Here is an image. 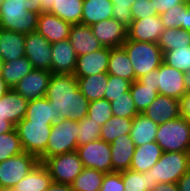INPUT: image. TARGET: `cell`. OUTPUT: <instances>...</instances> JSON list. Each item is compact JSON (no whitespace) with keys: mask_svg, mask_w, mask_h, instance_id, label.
Listing matches in <instances>:
<instances>
[{"mask_svg":"<svg viewBox=\"0 0 190 191\" xmlns=\"http://www.w3.org/2000/svg\"><path fill=\"white\" fill-rule=\"evenodd\" d=\"M46 98L53 102L61 119L78 122L87 116L90 101L80 91L73 74H52Z\"/></svg>","mask_w":190,"mask_h":191,"instance_id":"cell-1","label":"cell"},{"mask_svg":"<svg viewBox=\"0 0 190 191\" xmlns=\"http://www.w3.org/2000/svg\"><path fill=\"white\" fill-rule=\"evenodd\" d=\"M190 169V152H163L156 164L147 171L151 190L159 183H177Z\"/></svg>","mask_w":190,"mask_h":191,"instance_id":"cell-2","label":"cell"},{"mask_svg":"<svg viewBox=\"0 0 190 191\" xmlns=\"http://www.w3.org/2000/svg\"><path fill=\"white\" fill-rule=\"evenodd\" d=\"M122 47L133 65L136 80L163 63V51L157 43L126 40Z\"/></svg>","mask_w":190,"mask_h":191,"instance_id":"cell-3","label":"cell"},{"mask_svg":"<svg viewBox=\"0 0 190 191\" xmlns=\"http://www.w3.org/2000/svg\"><path fill=\"white\" fill-rule=\"evenodd\" d=\"M155 141L163 152H190V121L180 116L160 124Z\"/></svg>","mask_w":190,"mask_h":191,"instance_id":"cell-4","label":"cell"},{"mask_svg":"<svg viewBox=\"0 0 190 191\" xmlns=\"http://www.w3.org/2000/svg\"><path fill=\"white\" fill-rule=\"evenodd\" d=\"M78 131V122L69 118L60 119L53 123L46 151L39 158V162L44 163L50 157L76 151Z\"/></svg>","mask_w":190,"mask_h":191,"instance_id":"cell-5","label":"cell"},{"mask_svg":"<svg viewBox=\"0 0 190 191\" xmlns=\"http://www.w3.org/2000/svg\"><path fill=\"white\" fill-rule=\"evenodd\" d=\"M38 16V13L25 10L17 0H2L0 28L27 35L37 30Z\"/></svg>","mask_w":190,"mask_h":191,"instance_id":"cell-6","label":"cell"},{"mask_svg":"<svg viewBox=\"0 0 190 191\" xmlns=\"http://www.w3.org/2000/svg\"><path fill=\"white\" fill-rule=\"evenodd\" d=\"M53 123L31 122L25 117L16 124L23 151L38 159L45 153Z\"/></svg>","mask_w":190,"mask_h":191,"instance_id":"cell-7","label":"cell"},{"mask_svg":"<svg viewBox=\"0 0 190 191\" xmlns=\"http://www.w3.org/2000/svg\"><path fill=\"white\" fill-rule=\"evenodd\" d=\"M38 163L35 155L25 151L0 162V190L14 188Z\"/></svg>","mask_w":190,"mask_h":191,"instance_id":"cell-8","label":"cell"},{"mask_svg":"<svg viewBox=\"0 0 190 191\" xmlns=\"http://www.w3.org/2000/svg\"><path fill=\"white\" fill-rule=\"evenodd\" d=\"M43 164L55 183L71 184L84 169L76 151L50 157Z\"/></svg>","mask_w":190,"mask_h":191,"instance_id":"cell-9","label":"cell"},{"mask_svg":"<svg viewBox=\"0 0 190 191\" xmlns=\"http://www.w3.org/2000/svg\"><path fill=\"white\" fill-rule=\"evenodd\" d=\"M76 152L84 167L96 169L103 173H112L110 143L101 139L77 146Z\"/></svg>","mask_w":190,"mask_h":191,"instance_id":"cell-10","label":"cell"},{"mask_svg":"<svg viewBox=\"0 0 190 191\" xmlns=\"http://www.w3.org/2000/svg\"><path fill=\"white\" fill-rule=\"evenodd\" d=\"M25 56L34 69L52 72L51 43L37 31L26 35Z\"/></svg>","mask_w":190,"mask_h":191,"instance_id":"cell-11","label":"cell"},{"mask_svg":"<svg viewBox=\"0 0 190 191\" xmlns=\"http://www.w3.org/2000/svg\"><path fill=\"white\" fill-rule=\"evenodd\" d=\"M184 74L185 72L177 70L163 62L157 69L158 93L181 100L186 94Z\"/></svg>","mask_w":190,"mask_h":191,"instance_id":"cell-12","label":"cell"},{"mask_svg":"<svg viewBox=\"0 0 190 191\" xmlns=\"http://www.w3.org/2000/svg\"><path fill=\"white\" fill-rule=\"evenodd\" d=\"M51 75L50 71L34 69L22 78L13 89L27 101L46 97Z\"/></svg>","mask_w":190,"mask_h":191,"instance_id":"cell-13","label":"cell"},{"mask_svg":"<svg viewBox=\"0 0 190 191\" xmlns=\"http://www.w3.org/2000/svg\"><path fill=\"white\" fill-rule=\"evenodd\" d=\"M90 27L103 47H122L127 40L128 28L114 18L100 21Z\"/></svg>","mask_w":190,"mask_h":191,"instance_id":"cell-14","label":"cell"},{"mask_svg":"<svg viewBox=\"0 0 190 191\" xmlns=\"http://www.w3.org/2000/svg\"><path fill=\"white\" fill-rule=\"evenodd\" d=\"M164 26L159 15L132 20L127 31V40L157 43Z\"/></svg>","mask_w":190,"mask_h":191,"instance_id":"cell-15","label":"cell"},{"mask_svg":"<svg viewBox=\"0 0 190 191\" xmlns=\"http://www.w3.org/2000/svg\"><path fill=\"white\" fill-rule=\"evenodd\" d=\"M110 53L111 48L102 47L92 53L77 56L73 75L75 77H87L99 73H107Z\"/></svg>","mask_w":190,"mask_h":191,"instance_id":"cell-16","label":"cell"},{"mask_svg":"<svg viewBox=\"0 0 190 191\" xmlns=\"http://www.w3.org/2000/svg\"><path fill=\"white\" fill-rule=\"evenodd\" d=\"M72 24L49 12L38 16L37 32L51 44L68 39Z\"/></svg>","mask_w":190,"mask_h":191,"instance_id":"cell-17","label":"cell"},{"mask_svg":"<svg viewBox=\"0 0 190 191\" xmlns=\"http://www.w3.org/2000/svg\"><path fill=\"white\" fill-rule=\"evenodd\" d=\"M143 114L156 124H163L181 116L180 100L159 94Z\"/></svg>","mask_w":190,"mask_h":191,"instance_id":"cell-18","label":"cell"},{"mask_svg":"<svg viewBox=\"0 0 190 191\" xmlns=\"http://www.w3.org/2000/svg\"><path fill=\"white\" fill-rule=\"evenodd\" d=\"M52 74H73L77 55L68 39L51 44Z\"/></svg>","mask_w":190,"mask_h":191,"instance_id":"cell-19","label":"cell"},{"mask_svg":"<svg viewBox=\"0 0 190 191\" xmlns=\"http://www.w3.org/2000/svg\"><path fill=\"white\" fill-rule=\"evenodd\" d=\"M68 40L77 56L92 53L103 47L94 36L91 27L83 24H72Z\"/></svg>","mask_w":190,"mask_h":191,"instance_id":"cell-20","label":"cell"},{"mask_svg":"<svg viewBox=\"0 0 190 191\" xmlns=\"http://www.w3.org/2000/svg\"><path fill=\"white\" fill-rule=\"evenodd\" d=\"M135 148L129 134L118 136L110 144L113 172H122L130 168Z\"/></svg>","mask_w":190,"mask_h":191,"instance_id":"cell-21","label":"cell"},{"mask_svg":"<svg viewBox=\"0 0 190 191\" xmlns=\"http://www.w3.org/2000/svg\"><path fill=\"white\" fill-rule=\"evenodd\" d=\"M28 103L21 94L10 89L0 98V119H7L16 126L25 117Z\"/></svg>","mask_w":190,"mask_h":191,"instance_id":"cell-22","label":"cell"},{"mask_svg":"<svg viewBox=\"0 0 190 191\" xmlns=\"http://www.w3.org/2000/svg\"><path fill=\"white\" fill-rule=\"evenodd\" d=\"M25 34L0 28V61L8 62L25 56Z\"/></svg>","mask_w":190,"mask_h":191,"instance_id":"cell-23","label":"cell"},{"mask_svg":"<svg viewBox=\"0 0 190 191\" xmlns=\"http://www.w3.org/2000/svg\"><path fill=\"white\" fill-rule=\"evenodd\" d=\"M163 150L156 141L136 146L130 165L131 170L147 172L162 156Z\"/></svg>","mask_w":190,"mask_h":191,"instance_id":"cell-24","label":"cell"},{"mask_svg":"<svg viewBox=\"0 0 190 191\" xmlns=\"http://www.w3.org/2000/svg\"><path fill=\"white\" fill-rule=\"evenodd\" d=\"M111 18H113L111 0H84L81 24L91 26Z\"/></svg>","mask_w":190,"mask_h":191,"instance_id":"cell-25","label":"cell"},{"mask_svg":"<svg viewBox=\"0 0 190 191\" xmlns=\"http://www.w3.org/2000/svg\"><path fill=\"white\" fill-rule=\"evenodd\" d=\"M52 183V178L47 167L39 162L28 175L20 180L13 191H45Z\"/></svg>","mask_w":190,"mask_h":191,"instance_id":"cell-26","label":"cell"},{"mask_svg":"<svg viewBox=\"0 0 190 191\" xmlns=\"http://www.w3.org/2000/svg\"><path fill=\"white\" fill-rule=\"evenodd\" d=\"M107 74L125 78L131 82L136 80L133 65L123 47L111 48Z\"/></svg>","mask_w":190,"mask_h":191,"instance_id":"cell-27","label":"cell"},{"mask_svg":"<svg viewBox=\"0 0 190 191\" xmlns=\"http://www.w3.org/2000/svg\"><path fill=\"white\" fill-rule=\"evenodd\" d=\"M25 118L38 123H55L61 119L53 107V102L46 97L29 101Z\"/></svg>","mask_w":190,"mask_h":191,"instance_id":"cell-28","label":"cell"},{"mask_svg":"<svg viewBox=\"0 0 190 191\" xmlns=\"http://www.w3.org/2000/svg\"><path fill=\"white\" fill-rule=\"evenodd\" d=\"M158 124L153 122L149 117L143 113L137 114L133 118L130 137L135 146H141L145 143L155 141Z\"/></svg>","mask_w":190,"mask_h":191,"instance_id":"cell-29","label":"cell"},{"mask_svg":"<svg viewBox=\"0 0 190 191\" xmlns=\"http://www.w3.org/2000/svg\"><path fill=\"white\" fill-rule=\"evenodd\" d=\"M34 68L26 56L8 62H1V76L6 84L13 89L16 84Z\"/></svg>","mask_w":190,"mask_h":191,"instance_id":"cell-30","label":"cell"},{"mask_svg":"<svg viewBox=\"0 0 190 191\" xmlns=\"http://www.w3.org/2000/svg\"><path fill=\"white\" fill-rule=\"evenodd\" d=\"M82 94L91 102L104 99L108 84V74L99 73L87 77H76Z\"/></svg>","mask_w":190,"mask_h":191,"instance_id":"cell-31","label":"cell"},{"mask_svg":"<svg viewBox=\"0 0 190 191\" xmlns=\"http://www.w3.org/2000/svg\"><path fill=\"white\" fill-rule=\"evenodd\" d=\"M84 0H55L49 12L71 24H81Z\"/></svg>","mask_w":190,"mask_h":191,"instance_id":"cell-32","label":"cell"},{"mask_svg":"<svg viewBox=\"0 0 190 191\" xmlns=\"http://www.w3.org/2000/svg\"><path fill=\"white\" fill-rule=\"evenodd\" d=\"M133 118L112 116L101 126L100 139L112 143L118 136L130 134Z\"/></svg>","mask_w":190,"mask_h":191,"instance_id":"cell-33","label":"cell"},{"mask_svg":"<svg viewBox=\"0 0 190 191\" xmlns=\"http://www.w3.org/2000/svg\"><path fill=\"white\" fill-rule=\"evenodd\" d=\"M157 44L163 52L190 46V31L182 28L164 29Z\"/></svg>","mask_w":190,"mask_h":191,"instance_id":"cell-34","label":"cell"},{"mask_svg":"<svg viewBox=\"0 0 190 191\" xmlns=\"http://www.w3.org/2000/svg\"><path fill=\"white\" fill-rule=\"evenodd\" d=\"M105 173L84 167L82 172L71 183L73 191H100Z\"/></svg>","mask_w":190,"mask_h":191,"instance_id":"cell-35","label":"cell"},{"mask_svg":"<svg viewBox=\"0 0 190 191\" xmlns=\"http://www.w3.org/2000/svg\"><path fill=\"white\" fill-rule=\"evenodd\" d=\"M130 93L138 113H143L159 95L158 90H153V87L144 86L139 80L131 83Z\"/></svg>","mask_w":190,"mask_h":191,"instance_id":"cell-36","label":"cell"},{"mask_svg":"<svg viewBox=\"0 0 190 191\" xmlns=\"http://www.w3.org/2000/svg\"><path fill=\"white\" fill-rule=\"evenodd\" d=\"M124 191H151V178L147 172H137L131 169L121 172Z\"/></svg>","mask_w":190,"mask_h":191,"instance_id":"cell-37","label":"cell"},{"mask_svg":"<svg viewBox=\"0 0 190 191\" xmlns=\"http://www.w3.org/2000/svg\"><path fill=\"white\" fill-rule=\"evenodd\" d=\"M24 152L16 128L0 134V162Z\"/></svg>","mask_w":190,"mask_h":191,"instance_id":"cell-38","label":"cell"},{"mask_svg":"<svg viewBox=\"0 0 190 191\" xmlns=\"http://www.w3.org/2000/svg\"><path fill=\"white\" fill-rule=\"evenodd\" d=\"M163 57L164 63L177 70L183 72L190 70V46L163 52Z\"/></svg>","mask_w":190,"mask_h":191,"instance_id":"cell-39","label":"cell"},{"mask_svg":"<svg viewBox=\"0 0 190 191\" xmlns=\"http://www.w3.org/2000/svg\"><path fill=\"white\" fill-rule=\"evenodd\" d=\"M79 131L77 135L78 146L85 145L91 141L100 139L101 126L86 116L81 121H78Z\"/></svg>","mask_w":190,"mask_h":191,"instance_id":"cell-40","label":"cell"},{"mask_svg":"<svg viewBox=\"0 0 190 191\" xmlns=\"http://www.w3.org/2000/svg\"><path fill=\"white\" fill-rule=\"evenodd\" d=\"M112 114L118 117L134 118L139 114L136 110L135 103L132 99L130 91L119 96L110 102Z\"/></svg>","mask_w":190,"mask_h":191,"instance_id":"cell-41","label":"cell"},{"mask_svg":"<svg viewBox=\"0 0 190 191\" xmlns=\"http://www.w3.org/2000/svg\"><path fill=\"white\" fill-rule=\"evenodd\" d=\"M87 116L100 126L104 125L113 116L110 102L107 99L91 101Z\"/></svg>","mask_w":190,"mask_h":191,"instance_id":"cell-42","label":"cell"},{"mask_svg":"<svg viewBox=\"0 0 190 191\" xmlns=\"http://www.w3.org/2000/svg\"><path fill=\"white\" fill-rule=\"evenodd\" d=\"M131 83V81L125 78L108 75V84L104 94V99L111 102L119 96H123L124 93L130 91Z\"/></svg>","mask_w":190,"mask_h":191,"instance_id":"cell-43","label":"cell"},{"mask_svg":"<svg viewBox=\"0 0 190 191\" xmlns=\"http://www.w3.org/2000/svg\"><path fill=\"white\" fill-rule=\"evenodd\" d=\"M189 2L190 0H186L183 4L176 5L159 15L165 29L182 28L185 6Z\"/></svg>","mask_w":190,"mask_h":191,"instance_id":"cell-44","label":"cell"},{"mask_svg":"<svg viewBox=\"0 0 190 191\" xmlns=\"http://www.w3.org/2000/svg\"><path fill=\"white\" fill-rule=\"evenodd\" d=\"M113 3V18L127 28L132 22L131 6L135 0H111Z\"/></svg>","mask_w":190,"mask_h":191,"instance_id":"cell-45","label":"cell"},{"mask_svg":"<svg viewBox=\"0 0 190 191\" xmlns=\"http://www.w3.org/2000/svg\"><path fill=\"white\" fill-rule=\"evenodd\" d=\"M132 20L158 15L152 0H135L131 6Z\"/></svg>","mask_w":190,"mask_h":191,"instance_id":"cell-46","label":"cell"},{"mask_svg":"<svg viewBox=\"0 0 190 191\" xmlns=\"http://www.w3.org/2000/svg\"><path fill=\"white\" fill-rule=\"evenodd\" d=\"M121 172L106 173L100 191H124Z\"/></svg>","mask_w":190,"mask_h":191,"instance_id":"cell-47","label":"cell"},{"mask_svg":"<svg viewBox=\"0 0 190 191\" xmlns=\"http://www.w3.org/2000/svg\"><path fill=\"white\" fill-rule=\"evenodd\" d=\"M185 1L186 0H152V4L157 14L160 15L176 5L183 4Z\"/></svg>","mask_w":190,"mask_h":191,"instance_id":"cell-48","label":"cell"},{"mask_svg":"<svg viewBox=\"0 0 190 191\" xmlns=\"http://www.w3.org/2000/svg\"><path fill=\"white\" fill-rule=\"evenodd\" d=\"M144 86L153 87L157 90V69L151 70L146 75L138 79Z\"/></svg>","mask_w":190,"mask_h":191,"instance_id":"cell-49","label":"cell"},{"mask_svg":"<svg viewBox=\"0 0 190 191\" xmlns=\"http://www.w3.org/2000/svg\"><path fill=\"white\" fill-rule=\"evenodd\" d=\"M20 2L25 10L41 14V3L39 0H17Z\"/></svg>","mask_w":190,"mask_h":191,"instance_id":"cell-50","label":"cell"},{"mask_svg":"<svg viewBox=\"0 0 190 191\" xmlns=\"http://www.w3.org/2000/svg\"><path fill=\"white\" fill-rule=\"evenodd\" d=\"M181 116L190 121V93H186L180 100Z\"/></svg>","mask_w":190,"mask_h":191,"instance_id":"cell-51","label":"cell"},{"mask_svg":"<svg viewBox=\"0 0 190 191\" xmlns=\"http://www.w3.org/2000/svg\"><path fill=\"white\" fill-rule=\"evenodd\" d=\"M179 191H190V169L176 183Z\"/></svg>","mask_w":190,"mask_h":191,"instance_id":"cell-52","label":"cell"},{"mask_svg":"<svg viewBox=\"0 0 190 191\" xmlns=\"http://www.w3.org/2000/svg\"><path fill=\"white\" fill-rule=\"evenodd\" d=\"M45 191H73L71 184L52 182Z\"/></svg>","mask_w":190,"mask_h":191,"instance_id":"cell-53","label":"cell"},{"mask_svg":"<svg viewBox=\"0 0 190 191\" xmlns=\"http://www.w3.org/2000/svg\"><path fill=\"white\" fill-rule=\"evenodd\" d=\"M151 191H179L176 183H159Z\"/></svg>","mask_w":190,"mask_h":191,"instance_id":"cell-54","label":"cell"},{"mask_svg":"<svg viewBox=\"0 0 190 191\" xmlns=\"http://www.w3.org/2000/svg\"><path fill=\"white\" fill-rule=\"evenodd\" d=\"M182 29L190 31V2L185 6V14L182 22Z\"/></svg>","mask_w":190,"mask_h":191,"instance_id":"cell-55","label":"cell"},{"mask_svg":"<svg viewBox=\"0 0 190 191\" xmlns=\"http://www.w3.org/2000/svg\"><path fill=\"white\" fill-rule=\"evenodd\" d=\"M15 126L7 119H0V134L12 131Z\"/></svg>","mask_w":190,"mask_h":191,"instance_id":"cell-56","label":"cell"},{"mask_svg":"<svg viewBox=\"0 0 190 191\" xmlns=\"http://www.w3.org/2000/svg\"><path fill=\"white\" fill-rule=\"evenodd\" d=\"M41 3V13L42 12H50L53 7V3L55 0H39Z\"/></svg>","mask_w":190,"mask_h":191,"instance_id":"cell-57","label":"cell"},{"mask_svg":"<svg viewBox=\"0 0 190 191\" xmlns=\"http://www.w3.org/2000/svg\"><path fill=\"white\" fill-rule=\"evenodd\" d=\"M9 90L10 87L6 84L5 80L0 74V98H2Z\"/></svg>","mask_w":190,"mask_h":191,"instance_id":"cell-58","label":"cell"},{"mask_svg":"<svg viewBox=\"0 0 190 191\" xmlns=\"http://www.w3.org/2000/svg\"><path fill=\"white\" fill-rule=\"evenodd\" d=\"M184 84L186 93H190V70L184 74Z\"/></svg>","mask_w":190,"mask_h":191,"instance_id":"cell-59","label":"cell"},{"mask_svg":"<svg viewBox=\"0 0 190 191\" xmlns=\"http://www.w3.org/2000/svg\"><path fill=\"white\" fill-rule=\"evenodd\" d=\"M0 191H13L12 189H8V190H0Z\"/></svg>","mask_w":190,"mask_h":191,"instance_id":"cell-60","label":"cell"}]
</instances>
